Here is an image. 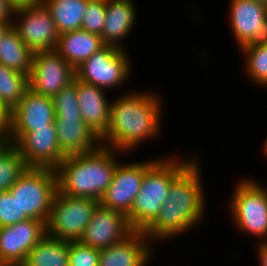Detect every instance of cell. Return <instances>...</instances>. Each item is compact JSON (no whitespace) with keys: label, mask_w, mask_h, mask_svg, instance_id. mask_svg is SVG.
I'll list each match as a JSON object with an SVG mask.
<instances>
[{"label":"cell","mask_w":267,"mask_h":266,"mask_svg":"<svg viewBox=\"0 0 267 266\" xmlns=\"http://www.w3.org/2000/svg\"><path fill=\"white\" fill-rule=\"evenodd\" d=\"M133 90L121 92L111 100L108 129L100 139L101 145L127 154L145 142H154L164 125V100L159 92Z\"/></svg>","instance_id":"obj_1"},{"label":"cell","mask_w":267,"mask_h":266,"mask_svg":"<svg viewBox=\"0 0 267 266\" xmlns=\"http://www.w3.org/2000/svg\"><path fill=\"white\" fill-rule=\"evenodd\" d=\"M199 159L197 154L172 181L159 215L143 231L154 245L161 241H173L178 235L186 234L204 223L208 205Z\"/></svg>","instance_id":"obj_2"},{"label":"cell","mask_w":267,"mask_h":266,"mask_svg":"<svg viewBox=\"0 0 267 266\" xmlns=\"http://www.w3.org/2000/svg\"><path fill=\"white\" fill-rule=\"evenodd\" d=\"M128 155L111 147L100 145L97 149L67 156L56 168L58 190L70 197L101 199L121 159Z\"/></svg>","instance_id":"obj_3"},{"label":"cell","mask_w":267,"mask_h":266,"mask_svg":"<svg viewBox=\"0 0 267 266\" xmlns=\"http://www.w3.org/2000/svg\"><path fill=\"white\" fill-rule=\"evenodd\" d=\"M171 155L160 157L145 173L140 191L127 215L135 231H144L156 219L172 181L196 158L195 154V157L190 155L187 158Z\"/></svg>","instance_id":"obj_4"},{"label":"cell","mask_w":267,"mask_h":266,"mask_svg":"<svg viewBox=\"0 0 267 266\" xmlns=\"http://www.w3.org/2000/svg\"><path fill=\"white\" fill-rule=\"evenodd\" d=\"M236 181L227 202L233 228L263 243L267 239V185L249 176Z\"/></svg>","instance_id":"obj_5"},{"label":"cell","mask_w":267,"mask_h":266,"mask_svg":"<svg viewBox=\"0 0 267 266\" xmlns=\"http://www.w3.org/2000/svg\"><path fill=\"white\" fill-rule=\"evenodd\" d=\"M126 50L105 44L75 69V78L109 90L108 93L127 87L134 67L130 51Z\"/></svg>","instance_id":"obj_6"},{"label":"cell","mask_w":267,"mask_h":266,"mask_svg":"<svg viewBox=\"0 0 267 266\" xmlns=\"http://www.w3.org/2000/svg\"><path fill=\"white\" fill-rule=\"evenodd\" d=\"M58 190L56 169L28 167L9 189L21 212L29 218L47 222Z\"/></svg>","instance_id":"obj_7"},{"label":"cell","mask_w":267,"mask_h":266,"mask_svg":"<svg viewBox=\"0 0 267 266\" xmlns=\"http://www.w3.org/2000/svg\"><path fill=\"white\" fill-rule=\"evenodd\" d=\"M98 205L95 199L70 197L57 190L46 222V234L61 240L79 241Z\"/></svg>","instance_id":"obj_8"},{"label":"cell","mask_w":267,"mask_h":266,"mask_svg":"<svg viewBox=\"0 0 267 266\" xmlns=\"http://www.w3.org/2000/svg\"><path fill=\"white\" fill-rule=\"evenodd\" d=\"M12 27L33 53L56 50L60 34L43 3L17 7Z\"/></svg>","instance_id":"obj_9"},{"label":"cell","mask_w":267,"mask_h":266,"mask_svg":"<svg viewBox=\"0 0 267 266\" xmlns=\"http://www.w3.org/2000/svg\"><path fill=\"white\" fill-rule=\"evenodd\" d=\"M159 158L157 156V158L129 161L128 163L120 161L111 184L99 200V204L127 216L131 211L135 196L140 191L146 171Z\"/></svg>","instance_id":"obj_10"},{"label":"cell","mask_w":267,"mask_h":266,"mask_svg":"<svg viewBox=\"0 0 267 266\" xmlns=\"http://www.w3.org/2000/svg\"><path fill=\"white\" fill-rule=\"evenodd\" d=\"M228 20L240 49L267 44V6L253 0H230Z\"/></svg>","instance_id":"obj_11"},{"label":"cell","mask_w":267,"mask_h":266,"mask_svg":"<svg viewBox=\"0 0 267 266\" xmlns=\"http://www.w3.org/2000/svg\"><path fill=\"white\" fill-rule=\"evenodd\" d=\"M74 78L75 69L57 51L33 53L29 88L34 92L54 97Z\"/></svg>","instance_id":"obj_12"},{"label":"cell","mask_w":267,"mask_h":266,"mask_svg":"<svg viewBox=\"0 0 267 266\" xmlns=\"http://www.w3.org/2000/svg\"><path fill=\"white\" fill-rule=\"evenodd\" d=\"M54 120L52 97L41 95L28 88L22 100L10 112L8 142L15 144L26 132L49 127Z\"/></svg>","instance_id":"obj_13"},{"label":"cell","mask_w":267,"mask_h":266,"mask_svg":"<svg viewBox=\"0 0 267 266\" xmlns=\"http://www.w3.org/2000/svg\"><path fill=\"white\" fill-rule=\"evenodd\" d=\"M46 235V223L32 218L0 227V257L9 266H21Z\"/></svg>","instance_id":"obj_14"},{"label":"cell","mask_w":267,"mask_h":266,"mask_svg":"<svg viewBox=\"0 0 267 266\" xmlns=\"http://www.w3.org/2000/svg\"><path fill=\"white\" fill-rule=\"evenodd\" d=\"M28 167L56 169L64 160L55 122L26 132L15 144Z\"/></svg>","instance_id":"obj_15"},{"label":"cell","mask_w":267,"mask_h":266,"mask_svg":"<svg viewBox=\"0 0 267 266\" xmlns=\"http://www.w3.org/2000/svg\"><path fill=\"white\" fill-rule=\"evenodd\" d=\"M133 231L125 214L99 204L79 242L102 250L122 241Z\"/></svg>","instance_id":"obj_16"},{"label":"cell","mask_w":267,"mask_h":266,"mask_svg":"<svg viewBox=\"0 0 267 266\" xmlns=\"http://www.w3.org/2000/svg\"><path fill=\"white\" fill-rule=\"evenodd\" d=\"M153 245L143 231L134 230L122 241L100 250L98 265L148 266L157 252Z\"/></svg>","instance_id":"obj_17"},{"label":"cell","mask_w":267,"mask_h":266,"mask_svg":"<svg viewBox=\"0 0 267 266\" xmlns=\"http://www.w3.org/2000/svg\"><path fill=\"white\" fill-rule=\"evenodd\" d=\"M61 153L67 156L91 152L100 145V138L84 123L82 116H55Z\"/></svg>","instance_id":"obj_18"},{"label":"cell","mask_w":267,"mask_h":266,"mask_svg":"<svg viewBox=\"0 0 267 266\" xmlns=\"http://www.w3.org/2000/svg\"><path fill=\"white\" fill-rule=\"evenodd\" d=\"M135 0H106V16L101 39L106 45L127 49L128 39L137 22ZM126 46V47H125Z\"/></svg>","instance_id":"obj_19"},{"label":"cell","mask_w":267,"mask_h":266,"mask_svg":"<svg viewBox=\"0 0 267 266\" xmlns=\"http://www.w3.org/2000/svg\"><path fill=\"white\" fill-rule=\"evenodd\" d=\"M76 89L82 120L101 139L109 123L111 100L107 91L76 79Z\"/></svg>","instance_id":"obj_20"},{"label":"cell","mask_w":267,"mask_h":266,"mask_svg":"<svg viewBox=\"0 0 267 266\" xmlns=\"http://www.w3.org/2000/svg\"><path fill=\"white\" fill-rule=\"evenodd\" d=\"M104 45L101 36L79 29L60 34L55 51L76 69Z\"/></svg>","instance_id":"obj_21"},{"label":"cell","mask_w":267,"mask_h":266,"mask_svg":"<svg viewBox=\"0 0 267 266\" xmlns=\"http://www.w3.org/2000/svg\"><path fill=\"white\" fill-rule=\"evenodd\" d=\"M32 57V50L13 27L0 39V64L29 76Z\"/></svg>","instance_id":"obj_22"},{"label":"cell","mask_w":267,"mask_h":266,"mask_svg":"<svg viewBox=\"0 0 267 266\" xmlns=\"http://www.w3.org/2000/svg\"><path fill=\"white\" fill-rule=\"evenodd\" d=\"M21 266H69V241L46 235L27 254Z\"/></svg>","instance_id":"obj_23"},{"label":"cell","mask_w":267,"mask_h":266,"mask_svg":"<svg viewBox=\"0 0 267 266\" xmlns=\"http://www.w3.org/2000/svg\"><path fill=\"white\" fill-rule=\"evenodd\" d=\"M89 0H44L59 34L79 30Z\"/></svg>","instance_id":"obj_24"},{"label":"cell","mask_w":267,"mask_h":266,"mask_svg":"<svg viewBox=\"0 0 267 266\" xmlns=\"http://www.w3.org/2000/svg\"><path fill=\"white\" fill-rule=\"evenodd\" d=\"M29 88V76L0 64V100L11 112Z\"/></svg>","instance_id":"obj_25"},{"label":"cell","mask_w":267,"mask_h":266,"mask_svg":"<svg viewBox=\"0 0 267 266\" xmlns=\"http://www.w3.org/2000/svg\"><path fill=\"white\" fill-rule=\"evenodd\" d=\"M27 168L14 144L7 142L0 146V192L9 191Z\"/></svg>","instance_id":"obj_26"},{"label":"cell","mask_w":267,"mask_h":266,"mask_svg":"<svg viewBox=\"0 0 267 266\" xmlns=\"http://www.w3.org/2000/svg\"><path fill=\"white\" fill-rule=\"evenodd\" d=\"M243 56L244 69L246 74L255 86L267 88V44L254 47H242L239 49Z\"/></svg>","instance_id":"obj_27"},{"label":"cell","mask_w":267,"mask_h":266,"mask_svg":"<svg viewBox=\"0 0 267 266\" xmlns=\"http://www.w3.org/2000/svg\"><path fill=\"white\" fill-rule=\"evenodd\" d=\"M55 116H82L79 108L76 78L52 97Z\"/></svg>","instance_id":"obj_28"},{"label":"cell","mask_w":267,"mask_h":266,"mask_svg":"<svg viewBox=\"0 0 267 266\" xmlns=\"http://www.w3.org/2000/svg\"><path fill=\"white\" fill-rule=\"evenodd\" d=\"M106 16V0H89L82 20V30L101 36Z\"/></svg>","instance_id":"obj_29"},{"label":"cell","mask_w":267,"mask_h":266,"mask_svg":"<svg viewBox=\"0 0 267 266\" xmlns=\"http://www.w3.org/2000/svg\"><path fill=\"white\" fill-rule=\"evenodd\" d=\"M29 219L21 212L17 199L10 191L0 192V227L9 226Z\"/></svg>","instance_id":"obj_30"},{"label":"cell","mask_w":267,"mask_h":266,"mask_svg":"<svg viewBox=\"0 0 267 266\" xmlns=\"http://www.w3.org/2000/svg\"><path fill=\"white\" fill-rule=\"evenodd\" d=\"M100 250L79 241H69V266H99Z\"/></svg>","instance_id":"obj_31"},{"label":"cell","mask_w":267,"mask_h":266,"mask_svg":"<svg viewBox=\"0 0 267 266\" xmlns=\"http://www.w3.org/2000/svg\"><path fill=\"white\" fill-rule=\"evenodd\" d=\"M16 8L11 0H0V20L13 21Z\"/></svg>","instance_id":"obj_32"},{"label":"cell","mask_w":267,"mask_h":266,"mask_svg":"<svg viewBox=\"0 0 267 266\" xmlns=\"http://www.w3.org/2000/svg\"><path fill=\"white\" fill-rule=\"evenodd\" d=\"M10 111H0V146L8 142Z\"/></svg>","instance_id":"obj_33"},{"label":"cell","mask_w":267,"mask_h":266,"mask_svg":"<svg viewBox=\"0 0 267 266\" xmlns=\"http://www.w3.org/2000/svg\"><path fill=\"white\" fill-rule=\"evenodd\" d=\"M256 256L260 266H267V246L264 243H255Z\"/></svg>","instance_id":"obj_34"},{"label":"cell","mask_w":267,"mask_h":266,"mask_svg":"<svg viewBox=\"0 0 267 266\" xmlns=\"http://www.w3.org/2000/svg\"><path fill=\"white\" fill-rule=\"evenodd\" d=\"M17 7L42 4L44 0H11Z\"/></svg>","instance_id":"obj_35"},{"label":"cell","mask_w":267,"mask_h":266,"mask_svg":"<svg viewBox=\"0 0 267 266\" xmlns=\"http://www.w3.org/2000/svg\"><path fill=\"white\" fill-rule=\"evenodd\" d=\"M13 21L0 20V39L8 32L12 27Z\"/></svg>","instance_id":"obj_36"},{"label":"cell","mask_w":267,"mask_h":266,"mask_svg":"<svg viewBox=\"0 0 267 266\" xmlns=\"http://www.w3.org/2000/svg\"><path fill=\"white\" fill-rule=\"evenodd\" d=\"M264 144L262 145V154L264 155V157H266L267 160V137L265 138Z\"/></svg>","instance_id":"obj_37"},{"label":"cell","mask_w":267,"mask_h":266,"mask_svg":"<svg viewBox=\"0 0 267 266\" xmlns=\"http://www.w3.org/2000/svg\"><path fill=\"white\" fill-rule=\"evenodd\" d=\"M0 111H9L5 105L2 103V101L0 100Z\"/></svg>","instance_id":"obj_38"},{"label":"cell","mask_w":267,"mask_h":266,"mask_svg":"<svg viewBox=\"0 0 267 266\" xmlns=\"http://www.w3.org/2000/svg\"><path fill=\"white\" fill-rule=\"evenodd\" d=\"M253 1L264 4L265 6H267V0H253Z\"/></svg>","instance_id":"obj_39"},{"label":"cell","mask_w":267,"mask_h":266,"mask_svg":"<svg viewBox=\"0 0 267 266\" xmlns=\"http://www.w3.org/2000/svg\"><path fill=\"white\" fill-rule=\"evenodd\" d=\"M0 266H9V265L0 257Z\"/></svg>","instance_id":"obj_40"},{"label":"cell","mask_w":267,"mask_h":266,"mask_svg":"<svg viewBox=\"0 0 267 266\" xmlns=\"http://www.w3.org/2000/svg\"><path fill=\"white\" fill-rule=\"evenodd\" d=\"M263 243L267 246V239Z\"/></svg>","instance_id":"obj_41"}]
</instances>
